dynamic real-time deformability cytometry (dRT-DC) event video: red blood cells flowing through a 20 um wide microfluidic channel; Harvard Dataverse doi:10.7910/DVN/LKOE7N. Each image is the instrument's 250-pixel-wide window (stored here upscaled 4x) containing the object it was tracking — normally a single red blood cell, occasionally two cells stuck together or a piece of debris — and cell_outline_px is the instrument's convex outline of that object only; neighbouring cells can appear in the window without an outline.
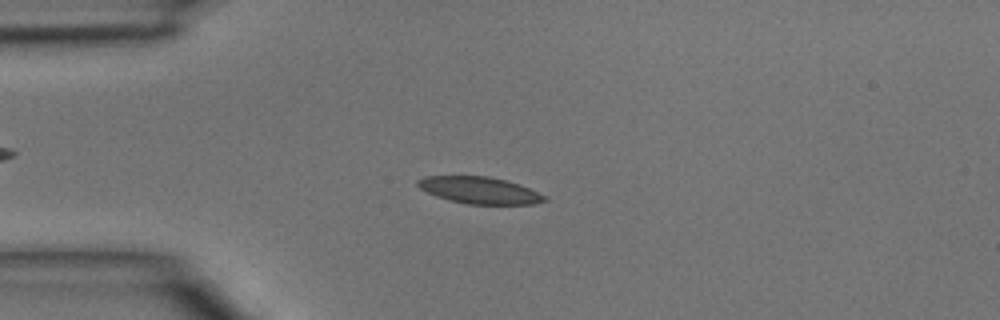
{"species": "common noctule bat (a hibernating species)", "species_latin": "Nyctalus noctula", "temperature_condition": "room temperature", "stored_images_in_passage": 39, "camera_frame_rate_fps": 3000, "um_per_image_px": 0.085, "animal": {"sex": "male", "body_mass_g": 15.6}, "frame": {"image": 1, "passage_image": 4, "time_ms": 1.0, "image_size_px": [1000, 320], "cell_outline_px": [[548, 200], [536, 204], [468, 204], [448, 200], [436, 196], [420, 188], [416, 184], [416, 180], [424, 176], [488, 176], [508, 180], [520, 184], [548, 196]], "centroid_in_image_um": [40.8, 16.17], "position_along_channel_um": 44.2, "area_um2": 20.06}}
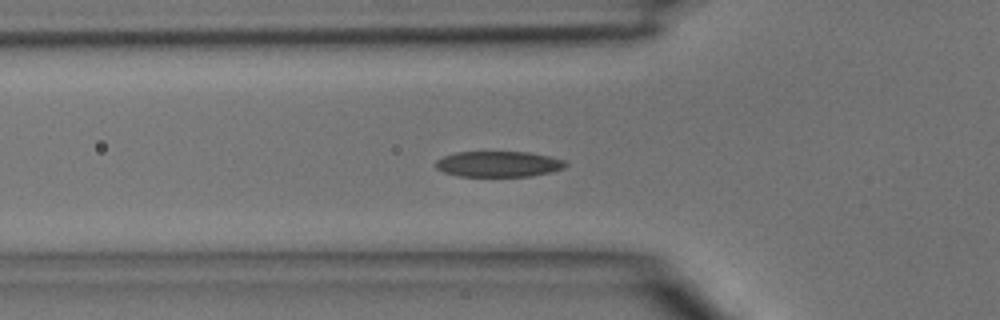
{"frame": {"image": 2, "passage_image": 8, "time_ms": 2.333, "image_size_px": [1000, 320], "cell_outline_px": [[568, 164], [564, 168], [552, 172], [532, 176], [456, 176], [444, 172], [436, 168], [436, 160], [444, 156], [456, 152], [528, 152], [548, 156], [564, 160]], "centroid_in_image_um": [42.38, 13.95], "position_along_channel_um": 83.4, "area_um2": 19.48}}
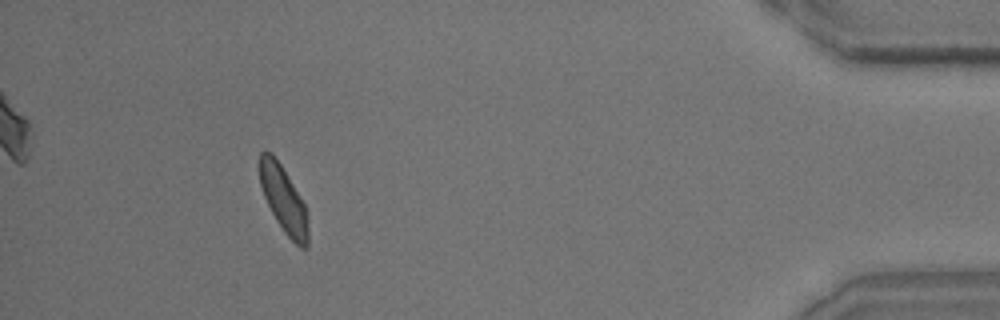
{"frame": {"image": 3, "passage_image": 35, "time_ms": 11.333, "image_size_px": [1000, 320], "cell_outline_px": [[308, 248], [300, 248], [284, 232], [276, 220], [264, 196], [260, 184], [260, 152], [272, 152], [280, 164], [304, 204], [308, 212]], "centroid_in_image_um": [24.12, 17.0], "position_along_channel_um": 411.1, "area_um2": 18.44}}